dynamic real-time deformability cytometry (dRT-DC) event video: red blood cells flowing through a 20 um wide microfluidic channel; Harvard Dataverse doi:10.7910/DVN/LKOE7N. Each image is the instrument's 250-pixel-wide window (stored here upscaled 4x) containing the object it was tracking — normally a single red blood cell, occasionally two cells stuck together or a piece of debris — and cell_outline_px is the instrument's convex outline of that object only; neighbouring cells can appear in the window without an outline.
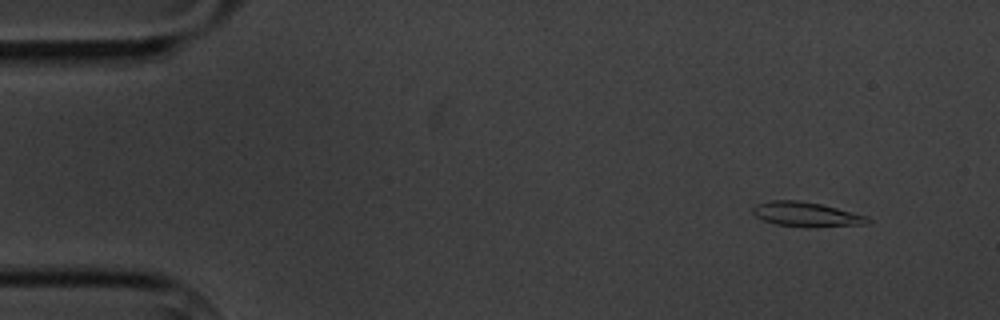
{"species": "common noctule bat (a hibernating species)", "species_latin": "Nyctalus noctula", "temperature_condition": "cold", "stored_images_in_passage": 6, "camera_frame_rate_fps": 3000, "um_per_image_px": 0.085, "animal": {"sex": "male", "body_mass_g": 20.1, "forearm_length_mm": 53.5}, "frame": {"image": 1, "passage_image": 2, "time_ms": 1.0, "image_size_px": [1000, 320], "cell_outline_px": [[872, 220], [868, 224], [776, 224], [764, 220], [756, 216], [752, 212], [752, 208], [756, 204], [772, 200], [796, 200], [820, 204], [868, 216]], "centroid_in_image_um": [68.48, 18.15], "position_along_channel_um": 16.5, "area_um2": 15.2}}
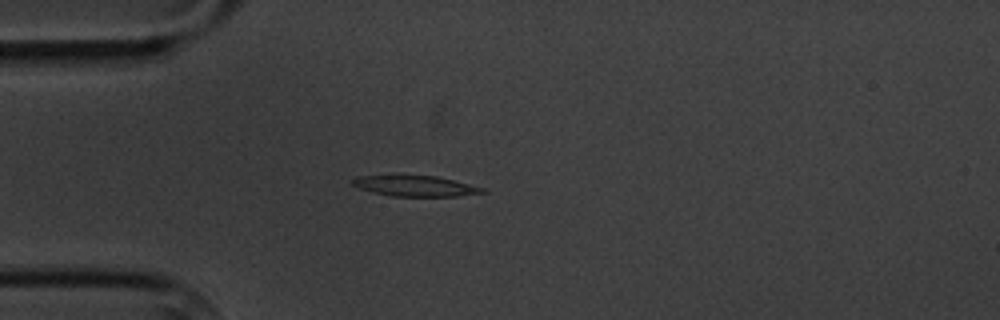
{"frame": {"image": 2, "passage_image": 4, "time_ms": 4.333, "image_size_px": [1000, 320], "cell_outline_px": [[488, 192], [456, 196], [392, 196], [360, 188], [352, 184], [352, 180], [356, 176], [392, 172], [400, 172], [436, 176], [484, 188]], "centroid_in_image_um": [35.2, 15.74], "position_along_channel_um": 49.8, "area_um2": 16.42}}